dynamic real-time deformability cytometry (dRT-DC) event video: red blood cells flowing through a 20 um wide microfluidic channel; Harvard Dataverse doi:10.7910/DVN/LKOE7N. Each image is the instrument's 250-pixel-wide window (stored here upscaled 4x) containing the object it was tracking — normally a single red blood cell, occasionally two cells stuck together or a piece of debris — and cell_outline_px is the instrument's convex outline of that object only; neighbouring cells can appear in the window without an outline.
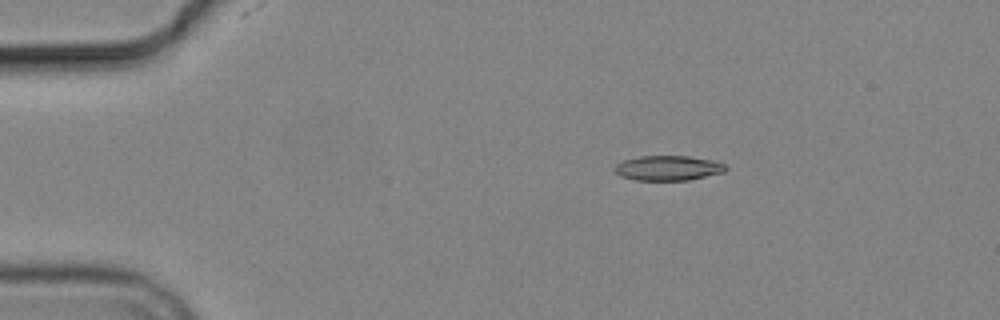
{"species": "common noctule bat (a hibernating species)", "species_latin": "Nyctalus noctula", "temperature_condition": "cold", "stored_images_in_passage": 3, "camera_frame_rate_fps": 3000, "um_per_image_px": 0.085, "animal": {"sex": "male", "body_mass_g": 19.2, "forearm_length_mm": 51.8}, "frame": {"image": 1, "passage_image": 1, "time_ms": 0.0, "image_size_px": [1000, 320], "cell_outline_px": [[728, 168], [724, 172], [688, 180], [632, 180], [620, 176], [612, 168], [616, 164], [624, 160], [640, 156], [688, 156], [712, 160], [724, 164]], "centroid_in_image_um": [56.76, 14.28], "position_along_channel_um": 28.2, "area_um2": 16.13}}